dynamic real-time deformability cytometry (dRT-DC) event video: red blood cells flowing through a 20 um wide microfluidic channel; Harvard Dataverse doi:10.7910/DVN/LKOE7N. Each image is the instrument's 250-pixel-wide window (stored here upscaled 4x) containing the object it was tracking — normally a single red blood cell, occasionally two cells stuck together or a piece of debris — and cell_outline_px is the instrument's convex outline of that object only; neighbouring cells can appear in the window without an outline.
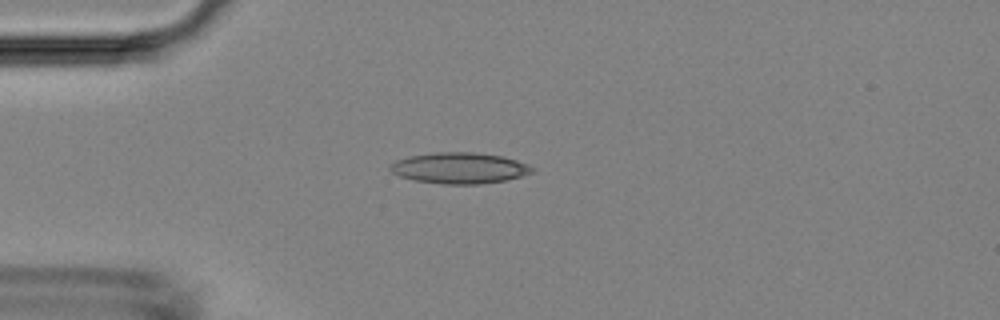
{"species": "Egyptian fruit bat (a non-hibernating species)", "species_latin": "Rousettus aegyptiacus", "temperature_condition": "room temperature", "stored_images_in_passage": 28, "camera_frame_rate_fps": 3000, "um_per_image_px": 0.085, "animal": {"sex": "female"}, "frame": {"image": 1, "passage_image": 1, "time_ms": 0.0, "image_size_px": [1000, 320], "cell_outline_px": [[536, 168], [532, 172], [520, 176], [504, 180], [480, 184], [440, 184], [416, 180], [400, 176], [392, 172], [388, 168], [388, 164], [396, 160], [408, 156], [432, 152], [472, 152], [500, 156], [516, 160], [528, 164]], "centroid_in_image_um": [39.01, 14.28], "position_along_channel_um": 46.0, "area_um2": 25.66}}
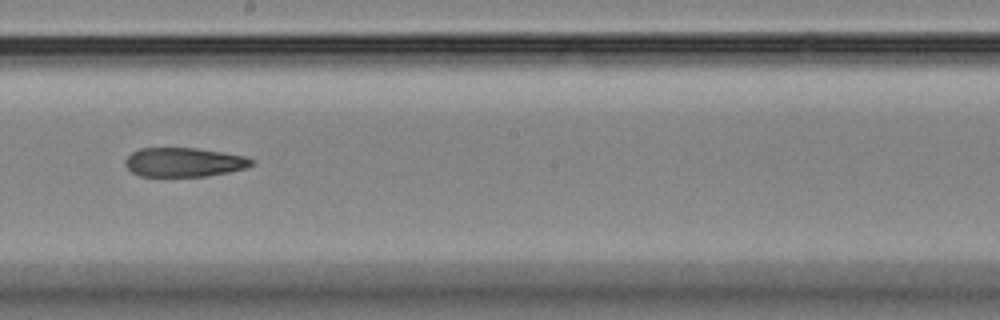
{"frame": {"image": 2, "passage_image": 16, "time_ms": 5.0, "image_size_px": [1000, 320], "cell_outline_px": [[256, 164], [248, 168], [228, 172], [204, 176], [140, 176], [132, 172], [124, 164], [124, 160], [132, 152], [140, 148], [196, 148], [224, 152], [244, 156], [256, 160]], "centroid_in_image_um": [15.68, 13.78], "position_along_channel_um": 232.5, "area_um2": 21.62}}
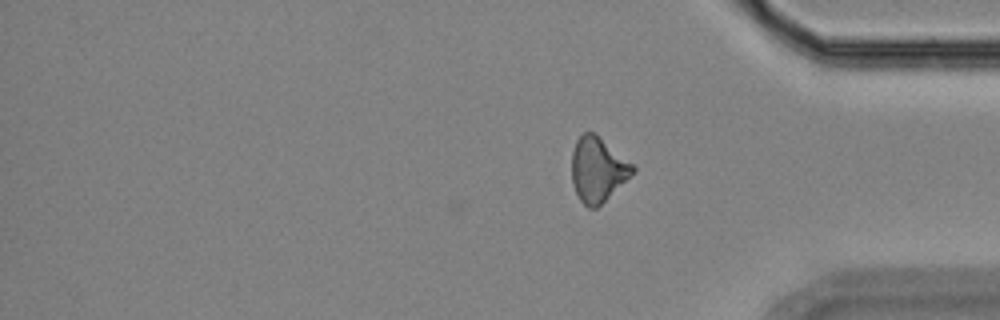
{"frame": {"image": 3, "passage_image": 28, "time_ms": 9.0, "image_size_px": [1000, 320], "cell_outline_px": [[636, 172], [596, 208], [588, 208], [580, 200], [572, 184], [572, 152], [576, 140], [584, 132], [592, 132], [632, 164], [636, 168]], "centroid_in_image_um": [50.79, 14.44], "position_along_channel_um": 384.4, "area_um2": 22.54}}